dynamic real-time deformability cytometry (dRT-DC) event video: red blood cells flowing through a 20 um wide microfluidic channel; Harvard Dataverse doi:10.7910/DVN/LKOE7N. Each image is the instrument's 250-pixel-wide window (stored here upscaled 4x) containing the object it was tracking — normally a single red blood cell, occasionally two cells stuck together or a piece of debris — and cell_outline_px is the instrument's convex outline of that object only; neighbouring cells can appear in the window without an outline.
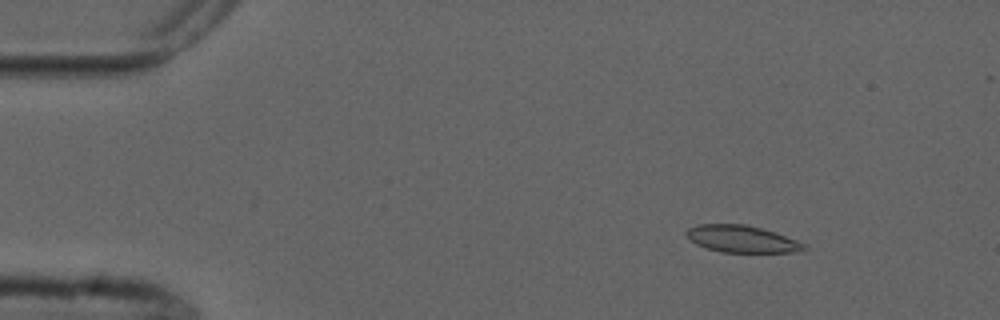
{"species": "common noctule bat (a hibernating species)", "species_latin": "Nyctalus noctula", "temperature_condition": "cold", "stored_images_in_passage": 5, "camera_frame_rate_fps": 3000, "um_per_image_px": 0.085, "animal": {"sex": "male", "forearm_length_mm": 52.5}, "frame": {"image": 1, "passage_image": 2, "time_ms": 1.0, "image_size_px": [1000, 320], "cell_outline_px": [[808, 248], [800, 252], [720, 252], [696, 244], [684, 232], [688, 228], [696, 224], [748, 224], [776, 232], [808, 244]], "centroid_in_image_um": [63.12, 20.3], "position_along_channel_um": 21.9, "area_um2": 18.73}}
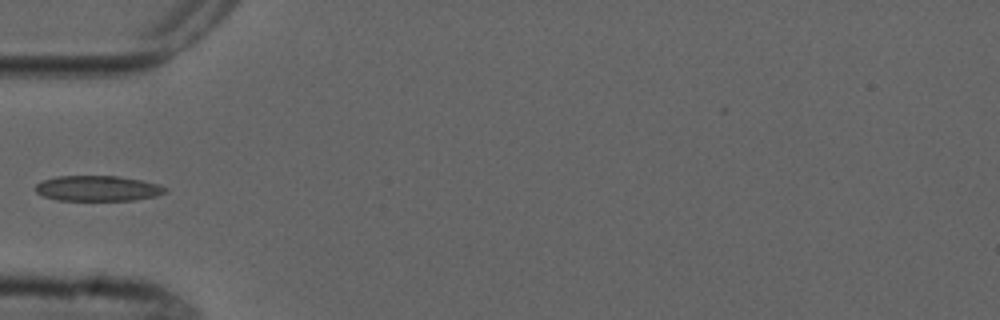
{"frame": {"image": 2, "passage_image": 5, "time_ms": 4.667, "image_size_px": [1000, 320], "cell_outline_px": [[168, 188], [164, 192], [156, 196], [132, 200], [56, 200], [44, 196], [36, 192], [36, 184], [44, 180], [56, 176], [116, 176], [140, 180], [156, 184]], "centroid_in_image_um": [8.28, 16.01], "position_along_channel_um": 76.7, "area_um2": 18.96}}